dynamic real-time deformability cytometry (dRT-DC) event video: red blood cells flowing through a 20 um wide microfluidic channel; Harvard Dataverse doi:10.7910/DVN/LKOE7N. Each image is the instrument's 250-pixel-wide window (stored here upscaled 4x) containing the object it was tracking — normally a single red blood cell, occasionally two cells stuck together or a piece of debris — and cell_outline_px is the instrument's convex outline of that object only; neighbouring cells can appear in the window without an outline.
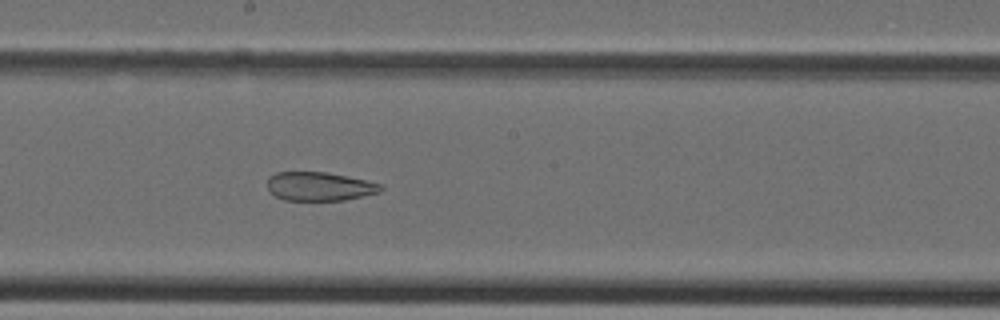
{"species": "Egyptian fruit bat (a non-hibernating species)", "species_latin": "Rousettus aegyptiacus", "temperature_condition": "cold", "stored_images_in_passage": 40, "camera_frame_rate_fps": 3000, "um_per_image_px": 0.085, "animal": {"sex": "female"}, "frame": {"image": 1, "passage_image": 22, "time_ms": 7.0, "image_size_px": [1000, 320], "cell_outline_px": [[384, 188], [380, 192], [344, 200], [284, 200], [268, 192], [268, 176], [276, 172], [328, 172], [364, 180], [380, 184]], "centroid_in_image_um": [27.11, 15.84], "position_along_channel_um": 221.1, "area_um2": 18.96}}
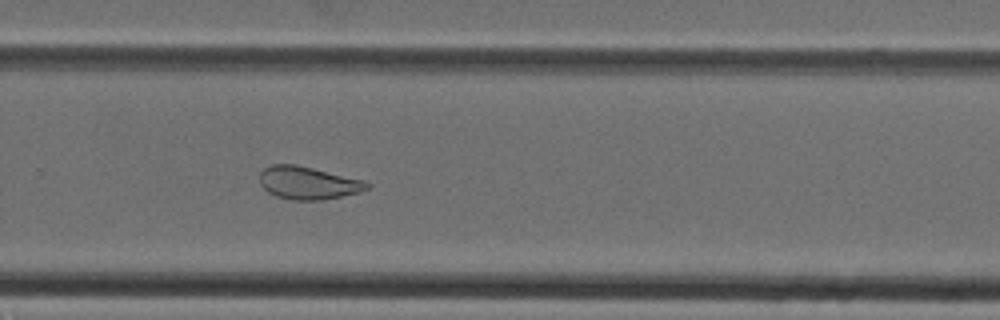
{"frame": {"image": 2, "passage_image": 27, "time_ms": 8.667, "image_size_px": [1000, 320], "cell_outline_px": [[372, 184], [368, 188], [360, 192], [324, 200], [292, 200], [276, 196], [268, 192], [260, 184], [260, 172], [264, 168], [272, 164], [296, 164], [364, 180]], "centroid_in_image_um": [26.19, 15.55], "position_along_channel_um": 303.6, "area_um2": 20.58}}
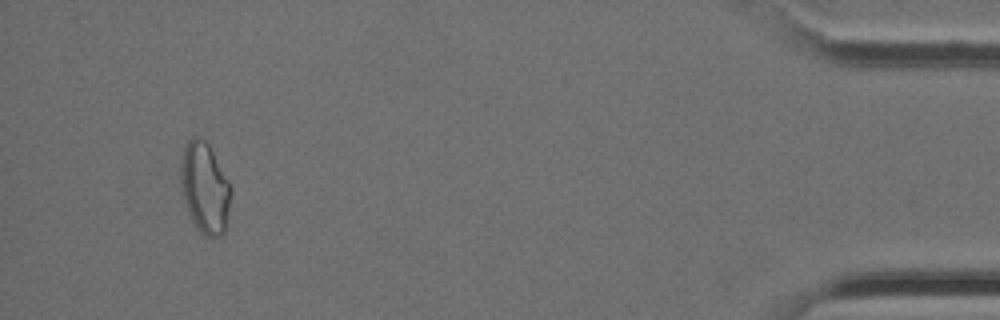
{"frame": {"image": 3, "passage_image": 38, "time_ms": 12.333, "image_size_px": [1000, 320], "cell_outline_px": [[232, 192], [228, 228], [220, 236], [204, 236], [200, 232], [192, 220], [188, 212], [184, 200], [180, 180], [180, 172], [184, 148], [188, 140], [192, 136], [200, 136], [208, 144], [228, 180], [232, 188]], "centroid_in_image_um": [17.44, 16.01], "position_along_channel_um": 417.8, "area_um2": 26.82}}